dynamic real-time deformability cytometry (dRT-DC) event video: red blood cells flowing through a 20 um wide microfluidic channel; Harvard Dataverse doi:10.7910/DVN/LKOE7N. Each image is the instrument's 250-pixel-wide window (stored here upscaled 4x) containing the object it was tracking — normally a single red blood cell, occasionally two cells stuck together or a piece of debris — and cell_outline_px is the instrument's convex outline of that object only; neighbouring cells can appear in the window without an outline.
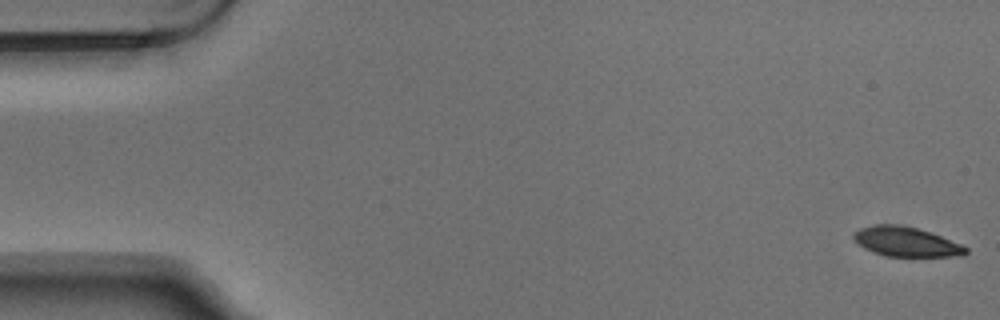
{"species": "Egyptian fruit bat (a non-hibernating species)", "species_latin": "Rousettus aegyptiacus", "temperature_condition": "warm", "stored_images_in_passage": 6, "camera_frame_rate_fps": 3000, "um_per_image_px": 0.085, "animal": {"sex": "male"}, "frame": {"image": 1, "passage_image": 1, "time_ms": 0.0, "image_size_px": [1000, 320], "cell_outline_px": [[968, 252], [964, 256], [888, 256], [872, 252], [864, 248], [852, 236], [852, 232], [860, 228], [876, 224], [896, 224], [916, 228], [940, 236], [960, 244], [968, 248]], "centroid_in_image_um": [77.0, 20.55], "position_along_channel_um": 8.0, "area_um2": 19.13}}